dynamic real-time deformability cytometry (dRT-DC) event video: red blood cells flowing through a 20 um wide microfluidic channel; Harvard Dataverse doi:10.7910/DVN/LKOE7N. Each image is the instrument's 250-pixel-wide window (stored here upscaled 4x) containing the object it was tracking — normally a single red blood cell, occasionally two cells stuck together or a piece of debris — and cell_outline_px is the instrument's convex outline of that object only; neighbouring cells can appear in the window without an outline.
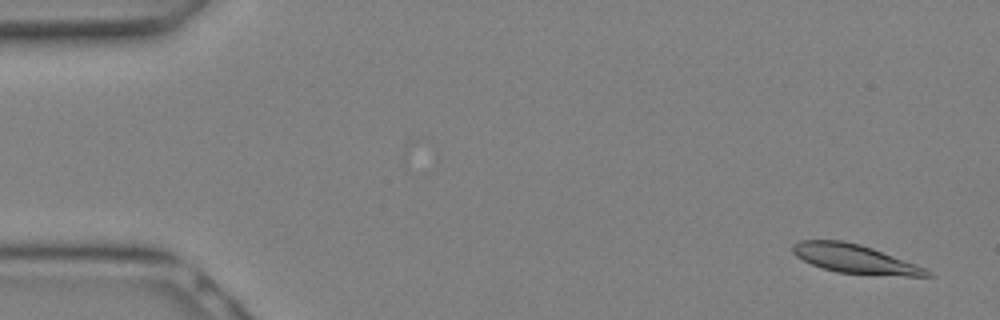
{"species": "Egyptian fruit bat (a non-hibernating species)", "species_latin": "Rousettus aegyptiacus", "temperature_condition": "warm", "stored_images_in_passage": 9, "camera_frame_rate_fps": 3000, "um_per_image_px": 0.085, "animal": {"sex": "female"}, "frame": {"image": 1, "passage_image": 2, "time_ms": 0.333, "image_size_px": [1000, 320], "cell_outline_px": [[932, 276], [908, 276], [836, 272], [812, 264], [796, 256], [792, 252], [792, 244], [800, 240], [844, 240], [860, 244], [872, 248], [924, 268], [932, 272]], "centroid_in_image_um": [72.6, 21.99], "position_along_channel_um": 12.4, "area_um2": 22.14}}
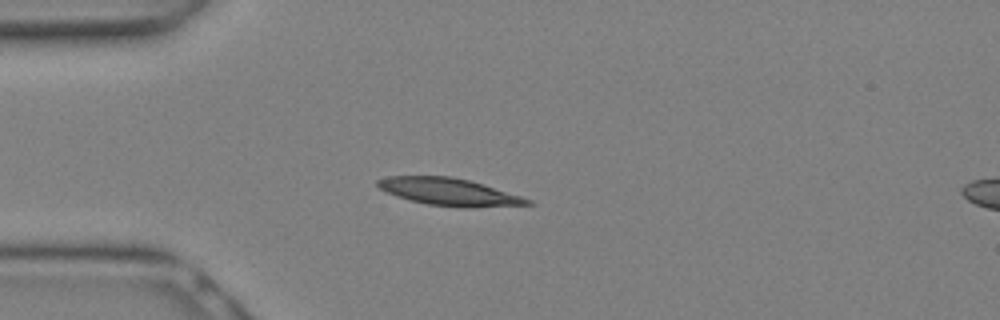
{"frame": {"image": 2, "passage_image": 8, "time_ms": 2.333, "image_size_px": [1000, 320], "cell_outline_px": [[532, 204], [468, 208], [460, 208], [428, 204], [396, 196], [380, 188], [376, 184], [376, 180], [388, 176], [452, 176], [468, 180], [520, 196], [532, 200]], "centroid_in_image_um": [38.14, 16.31], "position_along_channel_um": 46.9, "area_um2": 23.52}}